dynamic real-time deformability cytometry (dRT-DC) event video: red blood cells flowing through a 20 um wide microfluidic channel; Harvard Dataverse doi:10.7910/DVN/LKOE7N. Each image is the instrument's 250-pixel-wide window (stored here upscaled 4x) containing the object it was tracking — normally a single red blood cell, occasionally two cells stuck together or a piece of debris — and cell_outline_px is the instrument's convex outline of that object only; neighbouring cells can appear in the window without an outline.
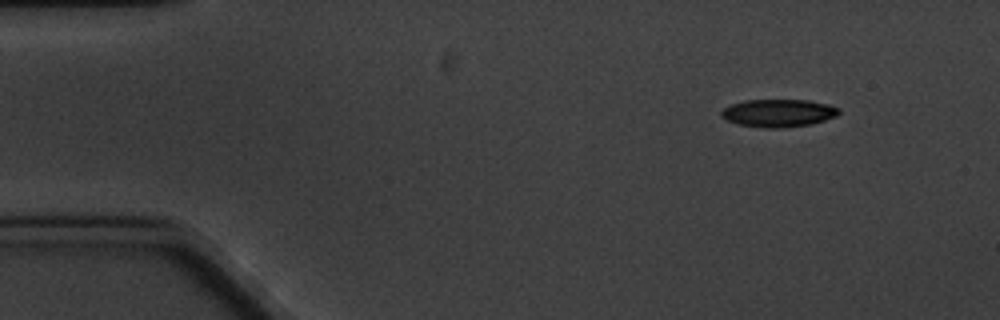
{"species": "common noctule bat (a hibernating species)", "species_latin": "Nyctalus noctula", "temperature_condition": "cold", "stored_images_in_passage": 5, "camera_frame_rate_fps": 3000, "um_per_image_px": 0.085, "animal": {"sex": "male", "body_mass_g": 20.1, "forearm_length_mm": 53.5}, "frame": {"image": 1, "passage_image": 1, "time_ms": 0.0, "image_size_px": [1000, 320], "cell_outline_px": [[840, 112], [836, 116], [812, 124], [784, 128], [764, 128], [736, 124], [720, 116], [720, 112], [724, 108], [732, 104], [744, 100], [808, 100], [828, 104], [840, 108]], "centroid_in_image_um": [66.16, 9.61], "position_along_channel_um": 18.8, "area_um2": 19.13}}
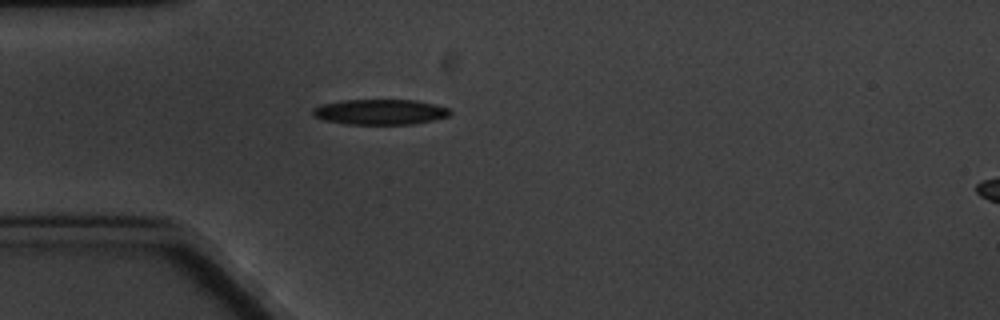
{"frame": {"image": 2, "passage_image": 4, "time_ms": 3.333, "image_size_px": [1000, 320], "cell_outline_px": [[452, 112], [448, 116], [432, 120], [412, 124], [344, 124], [324, 120], [312, 116], [312, 108], [324, 104], [344, 100], [416, 100], [448, 108]], "centroid_in_image_um": [32.27, 9.52], "position_along_channel_um": 52.7, "area_um2": 20.17}}